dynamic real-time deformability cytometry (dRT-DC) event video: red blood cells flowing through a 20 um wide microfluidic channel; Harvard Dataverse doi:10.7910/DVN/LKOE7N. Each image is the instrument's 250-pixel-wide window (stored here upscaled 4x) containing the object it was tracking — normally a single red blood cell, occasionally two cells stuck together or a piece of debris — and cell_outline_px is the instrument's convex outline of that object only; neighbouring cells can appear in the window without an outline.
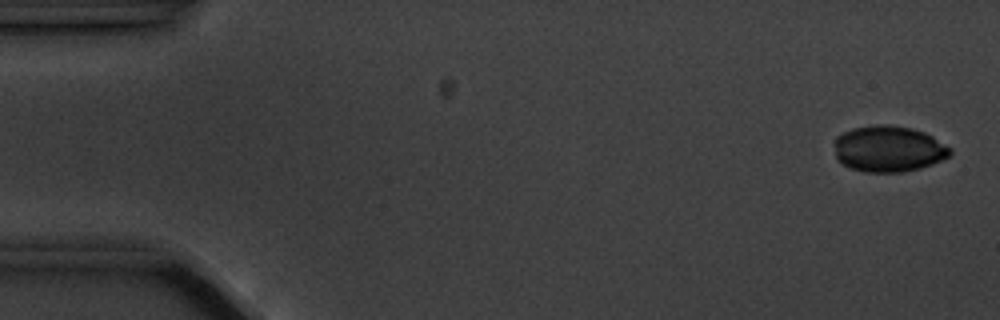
{"species": "common noctule bat (a hibernating species)", "species_latin": "Nyctalus noctula", "temperature_condition": "cold", "stored_images_in_passage": 6, "camera_frame_rate_fps": 3000, "um_per_image_px": 0.085, "animal": {"sex": "male", "body_mass_g": 20.1, "forearm_length_mm": 53.5}, "frame": {"image": 1, "passage_image": 1, "time_ms": 0.0, "image_size_px": [1000, 320], "cell_outline_px": [[952, 152], [948, 156], [932, 164], [920, 168], [900, 172], [864, 172], [840, 164], [836, 160], [836, 136], [852, 128], [876, 124], [888, 124], [912, 128], [924, 132], [932, 136], [952, 148]], "centroid_in_image_um": [75.52, 12.64], "position_along_channel_um": 9.5, "area_um2": 31.21}}